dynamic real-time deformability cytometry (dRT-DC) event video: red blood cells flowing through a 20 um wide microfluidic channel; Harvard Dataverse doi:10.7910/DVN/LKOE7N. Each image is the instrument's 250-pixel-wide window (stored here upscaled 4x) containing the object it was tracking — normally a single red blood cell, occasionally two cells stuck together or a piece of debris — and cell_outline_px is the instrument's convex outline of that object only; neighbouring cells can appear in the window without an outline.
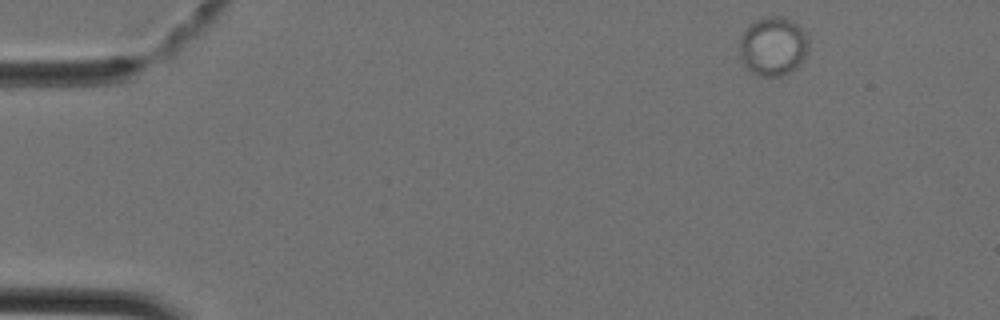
{"species": "Egyptian fruit bat (a non-hibernating species)", "species_latin": "Rousettus aegyptiacus", "temperature_condition": "cold", "stored_images_in_passage": 6, "camera_frame_rate_fps": 3000, "um_per_image_px": 0.085, "animal": {"sex": "female"}, "frame": {"image": 1, "passage_image": 1, "time_ms": 0.0, "image_size_px": [1000, 320], "cell_outline_px": [[808, 48], [804, 56], [796, 68], [780, 76], [760, 76], [752, 72], [744, 64], [740, 56], [740, 36], [756, 20], [768, 16], [784, 16], [796, 24], [804, 32], [808, 40]], "centroid_in_image_um": [65.7, 3.93], "position_along_channel_um": 19.3, "area_um2": 23.29}}